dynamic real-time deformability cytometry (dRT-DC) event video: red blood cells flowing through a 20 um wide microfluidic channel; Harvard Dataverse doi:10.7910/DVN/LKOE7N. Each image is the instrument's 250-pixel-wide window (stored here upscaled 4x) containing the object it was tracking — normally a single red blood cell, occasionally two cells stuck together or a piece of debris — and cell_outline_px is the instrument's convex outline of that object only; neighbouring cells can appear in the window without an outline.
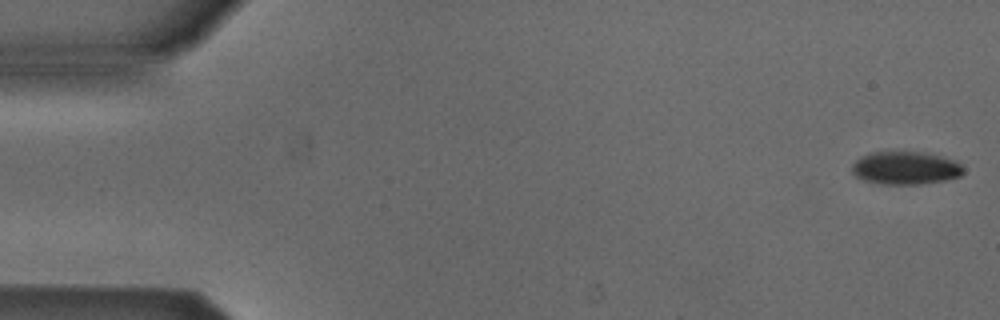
{"species": "Egyptian fruit bat (a non-hibernating species)", "species_latin": "Rousettus aegyptiacus", "temperature_condition": "cold", "stored_images_in_passage": 52, "camera_frame_rate_fps": 3000, "um_per_image_px": 0.085, "animal": {"sex": "male"}, "frame": {"image": 1, "passage_image": 1, "time_ms": 0.0, "image_size_px": [1000, 320], "cell_outline_px": [[964, 172], [960, 176], [944, 180], [920, 184], [884, 184], [864, 180], [856, 176], [852, 172], [852, 164], [860, 156], [868, 152], [928, 152], [956, 160], [964, 168]], "centroid_in_image_um": [76.98, 14.26], "position_along_channel_um": 8.0, "area_um2": 21.56}}
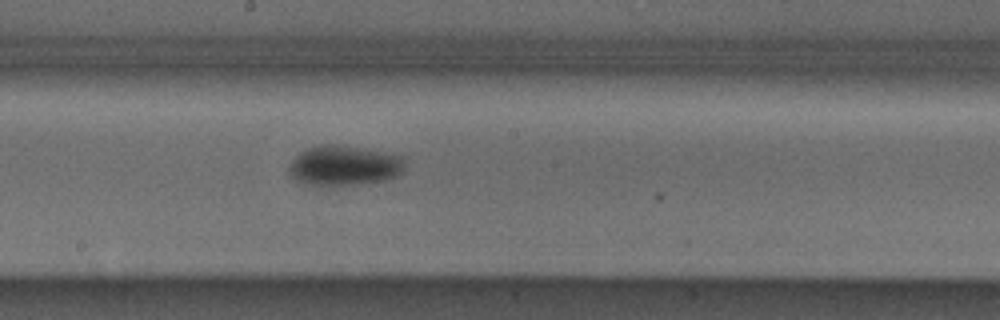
{"frame": {"image": 2, "passage_image": 28, "time_ms": 9.0, "image_size_px": [1000, 320], "cell_outline_px": [[404, 172], [388, 180], [332, 188], [304, 184], [296, 180], [288, 172], [288, 164], [300, 152], [308, 148], [320, 144], [336, 144], [360, 148], [404, 156]], "centroid_in_image_um": [29.23, 14.11], "position_along_channel_um": 219.0, "area_um2": 27.8}}
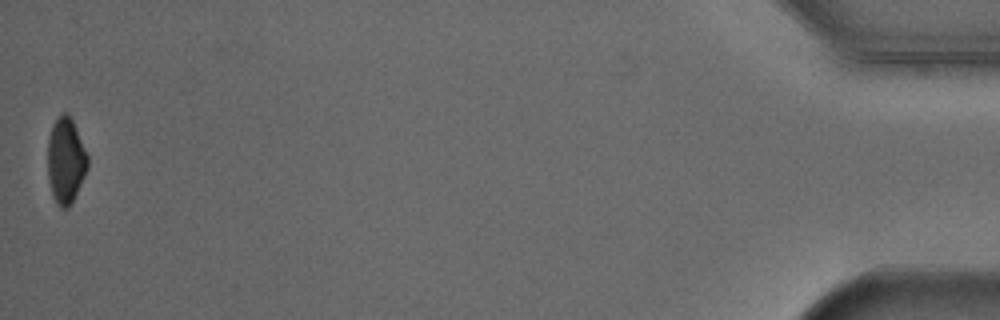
{"frame": {"image": 3, "passage_image": 52, "time_ms": 17.0, "image_size_px": [1000, 320], "cell_outline_px": [[88, 168], [68, 208], [60, 208], [56, 204], [52, 196], [48, 180], [48, 136], [52, 124], [56, 116], [60, 112], [68, 112], [72, 120], [88, 156]], "centroid_in_image_um": [5.56, 13.61], "position_along_channel_um": 429.6, "area_um2": 20.06}}